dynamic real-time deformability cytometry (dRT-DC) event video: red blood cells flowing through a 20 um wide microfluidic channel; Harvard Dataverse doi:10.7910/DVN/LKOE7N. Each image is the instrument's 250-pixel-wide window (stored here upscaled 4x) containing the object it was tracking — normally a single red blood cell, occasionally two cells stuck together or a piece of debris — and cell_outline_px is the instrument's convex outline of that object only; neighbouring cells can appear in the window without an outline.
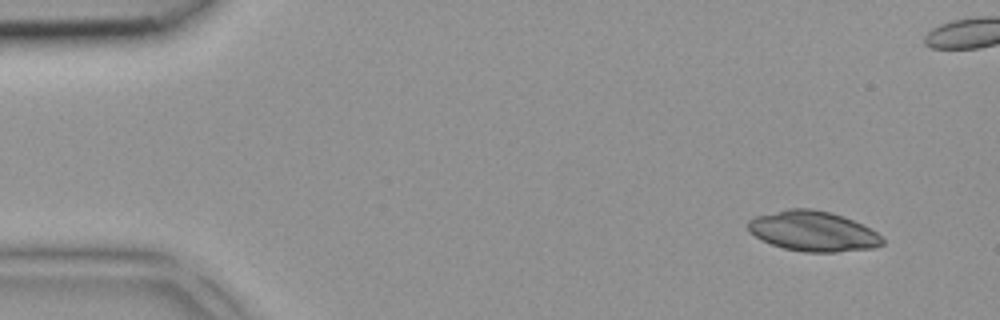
{"species": "common noctule bat (a hibernating species)", "species_latin": "Nyctalus noctula", "temperature_condition": "room temperature", "stored_images_in_passage": 4, "camera_frame_rate_fps": 3000, "um_per_image_px": 0.085, "animal": {"sex": "female", "body_mass_g": 18.4}, "frame": {"image": 1, "passage_image": 1, "time_ms": 0.0, "image_size_px": [1000, 320], "cell_outline_px": [[884, 244], [872, 248], [836, 252], [804, 252], [784, 248], [772, 244], [748, 232], [748, 220], [756, 216], [788, 208], [812, 208], [828, 212], [852, 220], [876, 232], [884, 240]], "centroid_in_image_um": [69.08, 19.65], "position_along_channel_um": 15.9, "area_um2": 31.1}}